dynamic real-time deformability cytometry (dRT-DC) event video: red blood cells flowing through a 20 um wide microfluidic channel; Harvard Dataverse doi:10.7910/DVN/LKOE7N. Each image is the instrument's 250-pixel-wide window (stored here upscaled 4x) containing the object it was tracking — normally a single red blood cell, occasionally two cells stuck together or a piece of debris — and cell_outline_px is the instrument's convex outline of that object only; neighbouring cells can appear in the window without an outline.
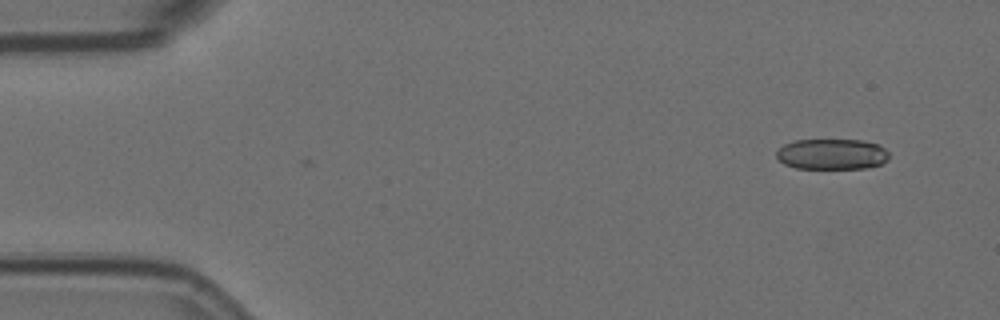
{"species": "Egyptian fruit bat (a non-hibernating species)", "species_latin": "Rousettus aegyptiacus", "temperature_condition": "room temperature", "stored_images_in_passage": 3, "camera_frame_rate_fps": 3000, "um_per_image_px": 0.085, "animal": {"sex": "female"}, "frame": {"image": 1, "passage_image": 1, "time_ms": 0.0, "image_size_px": [1000, 320], "cell_outline_px": [[888, 160], [880, 164], [864, 168], [796, 168], [784, 164], [776, 156], [776, 152], [784, 144], [796, 140], [860, 140], [880, 144], [888, 152]], "centroid_in_image_um": [70.72, 13.1], "position_along_channel_um": 14.3, "area_um2": 20.06}}